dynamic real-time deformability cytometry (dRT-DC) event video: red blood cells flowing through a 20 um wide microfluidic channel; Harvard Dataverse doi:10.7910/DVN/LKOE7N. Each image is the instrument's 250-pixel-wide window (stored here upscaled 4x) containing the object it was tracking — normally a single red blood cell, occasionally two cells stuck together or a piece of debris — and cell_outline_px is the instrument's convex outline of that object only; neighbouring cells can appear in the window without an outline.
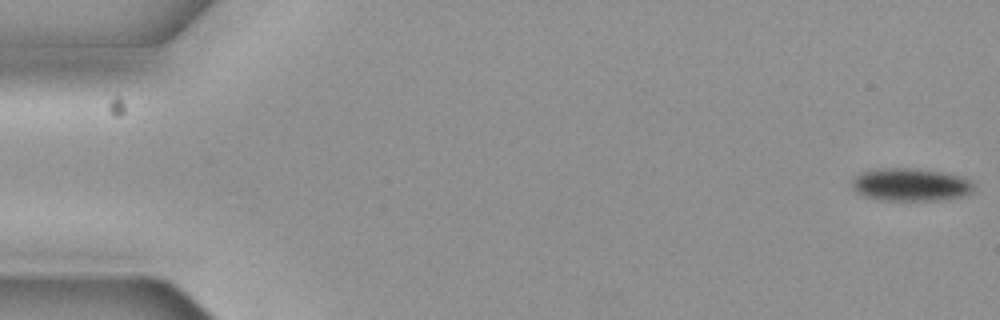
{"species": "common noctule bat (a hibernating species)", "species_latin": "Nyctalus noctula", "temperature_condition": "cold", "stored_images_in_passage": 6, "segment_of_instrument_passage": [1, 2], "camera_frame_rate_fps": 3000, "um_per_image_px": 0.085, "animal": {"sex": "female", "body_mass_g": 19.3, "forearm_length_mm": 54.1}, "frame": {"image": 1, "passage_image": 1, "time_ms": 0.0, "image_size_px": [1000, 320], "cell_outline_px": [[972, 192], [960, 196], [940, 200], [876, 200], [864, 196], [856, 192], [852, 184], [852, 180], [856, 176], [864, 172], [876, 168], [916, 168], [960, 176], [968, 180], [972, 184]], "centroid_in_image_um": [77.34, 15.7], "position_along_channel_um": 7.7, "area_um2": 23.0}}